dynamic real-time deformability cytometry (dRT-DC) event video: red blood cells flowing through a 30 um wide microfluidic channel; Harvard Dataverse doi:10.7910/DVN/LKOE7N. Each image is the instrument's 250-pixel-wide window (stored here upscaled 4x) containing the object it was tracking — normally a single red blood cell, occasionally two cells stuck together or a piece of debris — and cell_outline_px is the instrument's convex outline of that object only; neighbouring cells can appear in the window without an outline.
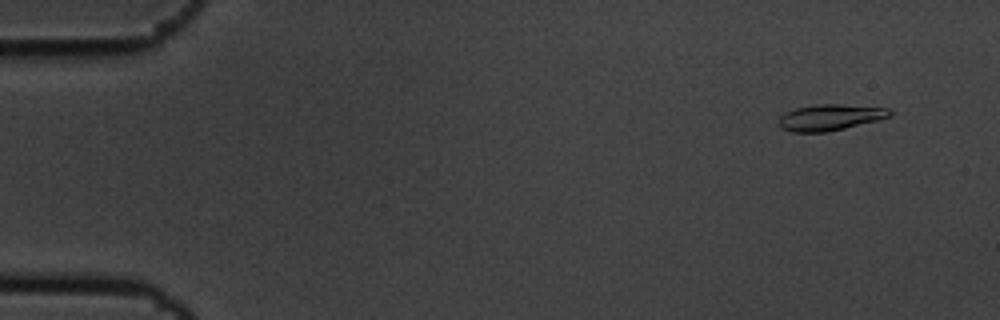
{"species": "common noctule bat (a hibernating species)", "species_latin": "Nyctalus noctula", "temperature_condition": "cold", "stored_images_in_passage": 14, "camera_frame_rate_fps": 3000, "um_per_image_px": 0.085, "animal": {"sex": "male", "body_mass_g": 19.5, "forearm_length_mm": 54.6}, "frame": {"image": 1, "passage_image": 1, "time_ms": 0.0, "image_size_px": [1000, 320], "cell_outline_px": [[892, 116], [828, 132], [792, 132], [780, 128], [776, 124], [776, 120], [784, 112], [796, 108], [820, 104], [840, 104], [888, 108], [892, 112]], "centroid_in_image_um": [70.48, 9.98], "position_along_channel_um": 14.5, "area_um2": 16.99}}
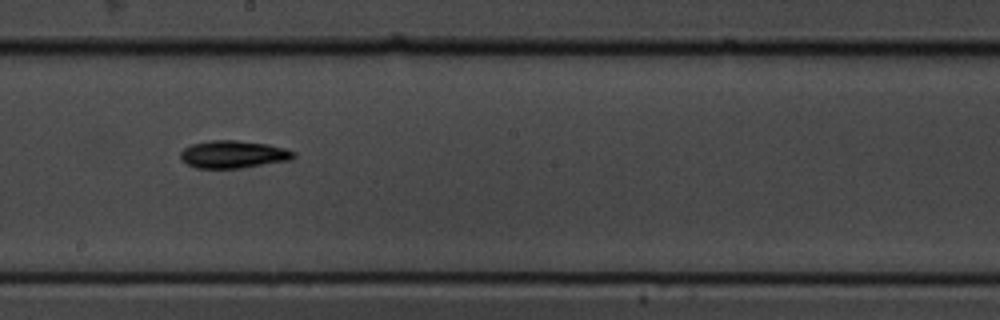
{"frame": {"image": 2, "passage_image": 8, "time_ms": 2.333, "image_size_px": [1000, 320], "cell_outline_px": [[296, 156], [292, 160], [240, 168], [196, 168], [188, 164], [180, 156], [180, 152], [184, 148], [192, 144], [212, 140], [236, 140], [268, 144], [284, 148], [296, 152]], "centroid_in_image_um": [19.87, 13.12], "position_along_channel_um": 228.3, "area_um2": 18.15}}
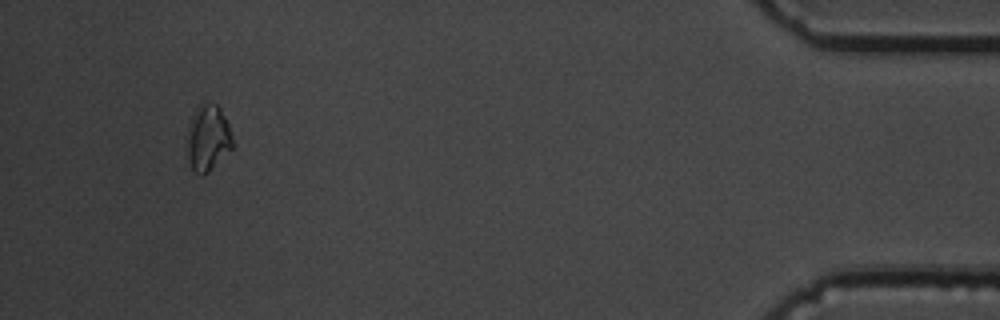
{"frame": {"image": 3, "passage_image": 13, "time_ms": 4.0, "image_size_px": [1000, 320], "cell_outline_px": [[232, 148], [204, 176], [200, 176], [192, 172], [188, 156], [188, 136], [192, 116], [196, 108], [200, 104], [216, 104], [220, 108], [228, 124], [232, 140]], "centroid_in_image_um": [17.67, 11.77], "position_along_channel_um": 417.5, "area_um2": 17.11}}